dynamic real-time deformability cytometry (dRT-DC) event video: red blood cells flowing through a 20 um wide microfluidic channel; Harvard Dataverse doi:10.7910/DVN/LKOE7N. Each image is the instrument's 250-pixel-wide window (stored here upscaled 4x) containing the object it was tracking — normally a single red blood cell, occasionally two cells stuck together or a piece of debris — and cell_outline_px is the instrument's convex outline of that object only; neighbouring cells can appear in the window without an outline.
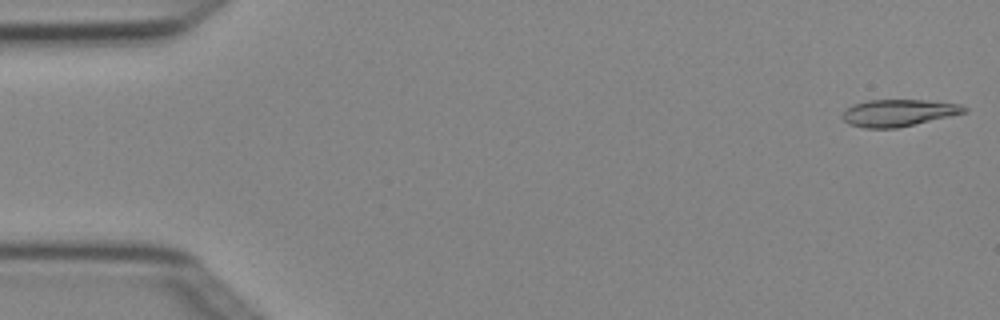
{"species": "Egyptian fruit bat (a non-hibernating species)", "species_latin": "Rousettus aegyptiacus", "temperature_condition": "cold", "stored_images_in_passage": 8, "camera_frame_rate_fps": 3000, "um_per_image_px": 0.085, "animal": {"sex": "female"}, "frame": {"image": 1, "passage_image": 1, "time_ms": 0.0, "image_size_px": [1000, 320], "cell_outline_px": [[968, 112], [896, 128], [864, 128], [848, 124], [840, 116], [844, 108], [852, 104], [868, 100], [924, 100], [960, 104], [968, 108]], "centroid_in_image_um": [76.32, 9.59], "position_along_channel_um": 8.7, "area_um2": 19.25}}
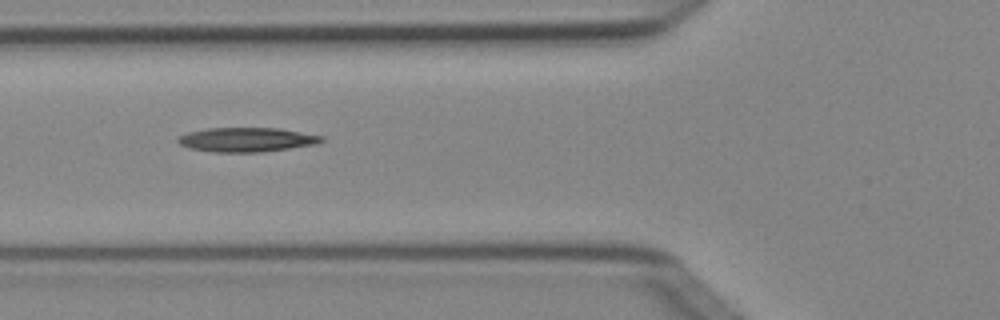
{"frame": {"image": 2, "passage_image": 6, "time_ms": 1.667, "image_size_px": [1000, 320], "cell_outline_px": [[324, 140], [316, 144], [264, 152], [212, 152], [188, 148], [180, 144], [176, 140], [176, 136], [188, 132], [208, 128], [280, 128], [324, 136]], "centroid_in_image_um": [20.94, 11.87], "position_along_channel_um": 104.9, "area_um2": 20.52}}
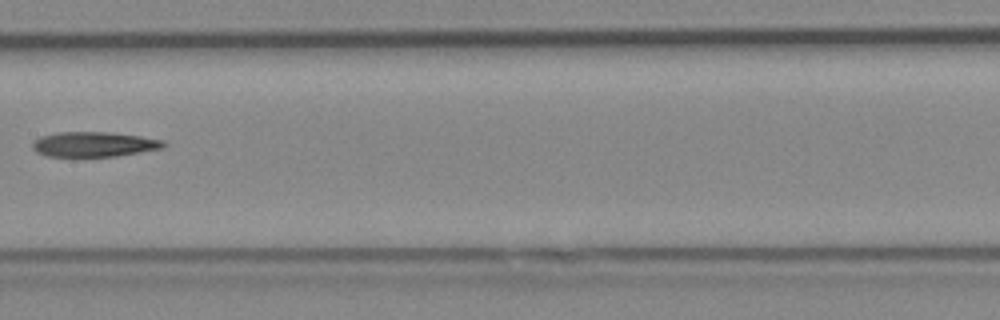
{"frame": {"image": 3, "passage_image": 8, "time_ms": 2.333, "image_size_px": [1000, 320], "cell_outline_px": [[168, 144], [164, 148], [116, 156], [48, 156], [36, 152], [32, 148], [32, 144], [40, 136], [56, 132], [112, 132], [140, 136], [164, 140]], "centroid_in_image_um": [8.02, 12.25], "position_along_channel_um": 199.4, "area_um2": 19.13}}